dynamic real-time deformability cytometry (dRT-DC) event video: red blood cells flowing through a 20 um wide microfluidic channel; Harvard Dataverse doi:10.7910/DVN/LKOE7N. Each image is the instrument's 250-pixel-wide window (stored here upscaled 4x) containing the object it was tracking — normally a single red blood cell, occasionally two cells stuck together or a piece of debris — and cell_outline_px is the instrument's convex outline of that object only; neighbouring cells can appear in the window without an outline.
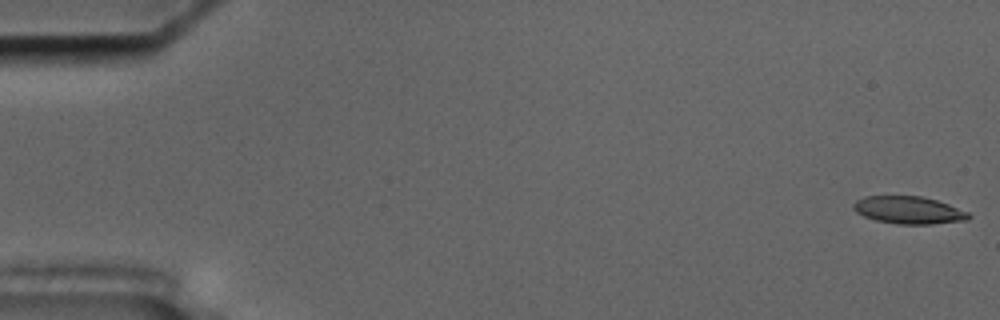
{"species": "common noctule bat (a hibernating species)", "species_latin": "Nyctalus noctula", "temperature_condition": "cold", "stored_images_in_passage": 56, "camera_frame_rate_fps": 3000, "um_per_image_px": 0.085, "animal": {"sex": "male", "body_mass_g": 17.5, "forearm_length_mm": 52.3}, "frame": {"image": 1, "passage_image": 1, "time_ms": 0.0, "image_size_px": [1000, 320], "cell_outline_px": [[972, 216], [968, 220], [932, 224], [896, 224], [876, 220], [864, 216], [856, 212], [852, 208], [852, 204], [856, 200], [864, 196], [920, 196], [936, 200], [948, 204], [968, 212]], "centroid_in_image_um": [77.22, 17.86], "position_along_channel_um": 7.8, "area_um2": 18.5}}
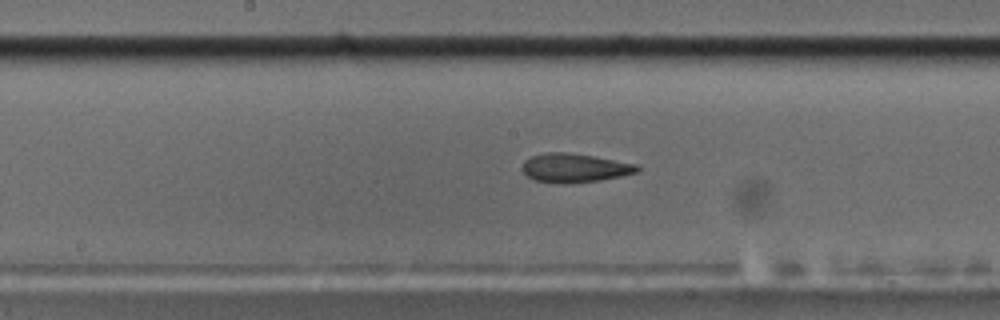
{"frame": {"image": 2, "passage_image": 29, "time_ms": 9.333, "image_size_px": [1000, 320], "cell_outline_px": [[640, 168], [636, 172], [620, 176], [600, 180], [560, 184], [556, 184], [536, 180], [528, 176], [520, 168], [524, 160], [532, 156], [548, 152], [568, 152], [640, 164]], "centroid_in_image_um": [48.83, 14.27], "position_along_channel_um": 199.4, "area_um2": 19.36}}
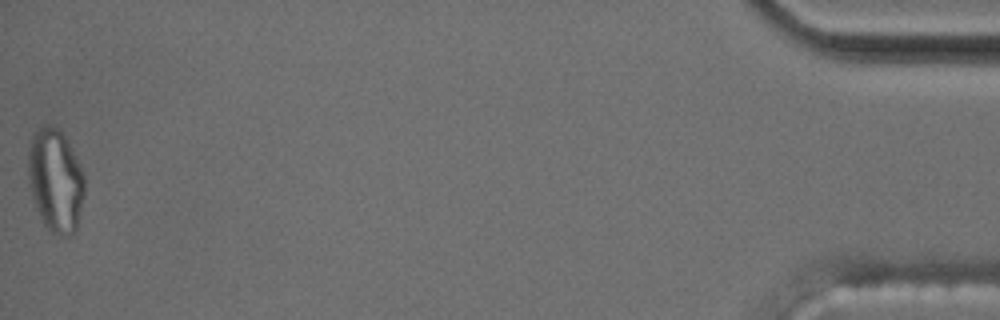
{"frame": {"image": 3, "passage_image": 56, "time_ms": 18.333, "image_size_px": [1000, 320], "cell_outline_px": [[84, 192], [76, 228], [68, 236], [60, 236], [52, 232], [44, 224], [36, 208], [28, 184], [28, 152], [32, 132], [36, 128], [44, 124], [48, 124], [60, 128], [80, 164], [84, 172]], "centroid_in_image_um": [4.69, 15.27], "position_along_channel_um": 430.5, "area_um2": 34.1}, "authors_computed_cell_mechanics": {"area_um2": 19.4208, "velocity_mm_per_s": 3.617, "shape_relaxation_time_tau1_ms": null, "shape_relaxation_time_tau2_ms": 2.3682, "deformation_change_tau1": null, "deformation_change_tau2": 0.099}}